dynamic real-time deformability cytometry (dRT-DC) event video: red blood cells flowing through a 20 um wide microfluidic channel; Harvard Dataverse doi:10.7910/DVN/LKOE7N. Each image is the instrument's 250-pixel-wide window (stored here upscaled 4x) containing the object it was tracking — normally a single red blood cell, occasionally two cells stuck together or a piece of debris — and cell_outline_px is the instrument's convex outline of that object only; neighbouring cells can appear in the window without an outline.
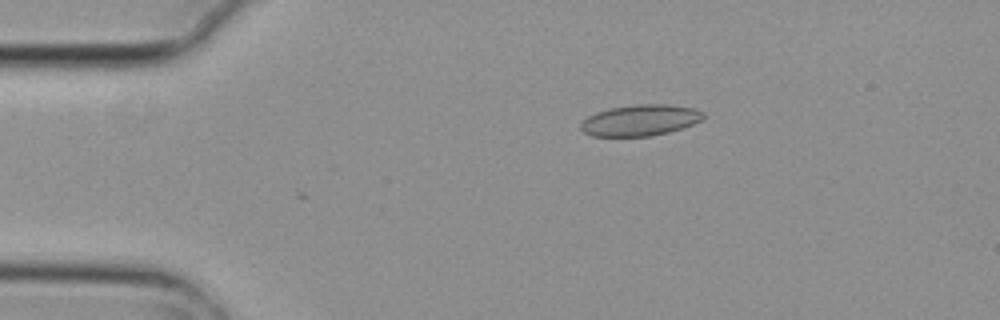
{"species": "common noctule bat (a hibernating species)", "species_latin": "Nyctalus noctula", "temperature_condition": "cold", "stored_images_in_passage": 2, "camera_frame_rate_fps": 3000, "um_per_image_px": 0.085, "animal": {"sex": "female", "body_mass_g": 29.2, "forearm_length_mm": 56.3}, "frame": {"image": 1, "passage_image": 1, "time_ms": 0.0, "image_size_px": [1000, 320], "cell_outline_px": [[704, 116], [700, 120], [684, 128], [652, 136], [592, 136], [584, 132], [580, 128], [580, 124], [588, 116], [596, 112], [612, 108], [636, 104], [668, 104], [692, 108], [704, 112]], "centroid_in_image_um": [54.41, 10.22], "position_along_channel_um": 30.6, "area_um2": 22.14}}